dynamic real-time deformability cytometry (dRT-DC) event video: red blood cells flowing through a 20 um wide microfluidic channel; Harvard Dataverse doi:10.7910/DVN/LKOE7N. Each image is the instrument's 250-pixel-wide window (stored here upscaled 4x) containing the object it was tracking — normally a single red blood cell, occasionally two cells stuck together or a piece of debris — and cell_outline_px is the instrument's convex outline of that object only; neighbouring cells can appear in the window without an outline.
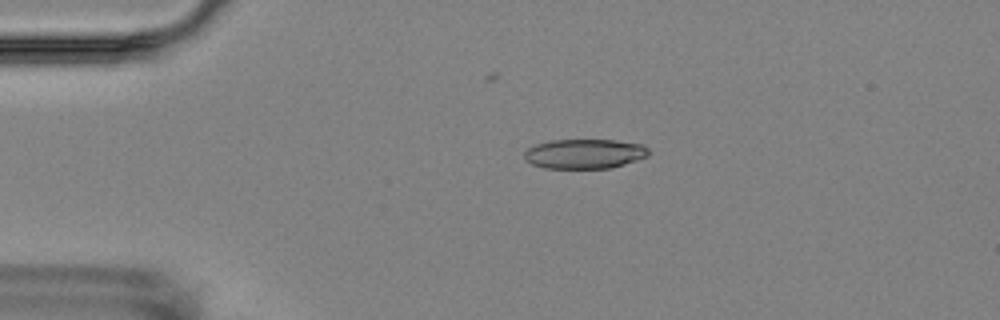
{"species": "Egyptian fruit bat (a non-hibernating species)", "species_latin": "Rousettus aegyptiacus", "temperature_condition": "room temperature", "stored_images_in_passage": 2, "camera_frame_rate_fps": 3000, "um_per_image_px": 0.085, "animal": {"sex": "female"}, "frame": {"image": 1, "passage_image": 1, "time_ms": 0.0, "image_size_px": [1000, 320], "cell_outline_px": [[648, 156], [612, 168], [544, 168], [532, 164], [524, 160], [524, 152], [528, 148], [536, 144], [552, 140], [616, 140], [644, 144], [648, 148]], "centroid_in_image_um": [49.68, 13.07], "position_along_channel_um": 35.3, "area_um2": 21.56}}